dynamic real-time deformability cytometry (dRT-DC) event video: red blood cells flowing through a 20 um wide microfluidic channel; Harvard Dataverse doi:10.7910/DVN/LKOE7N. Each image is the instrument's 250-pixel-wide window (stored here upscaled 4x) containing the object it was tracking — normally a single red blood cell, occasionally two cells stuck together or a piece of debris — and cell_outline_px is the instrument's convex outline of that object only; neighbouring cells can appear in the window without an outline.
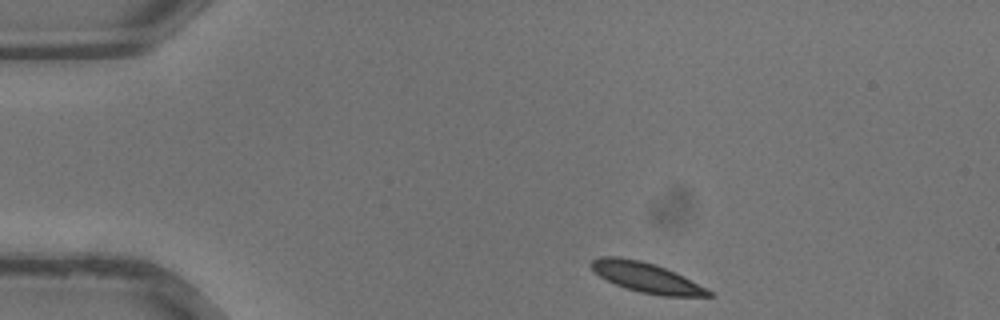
{"species": "common noctule bat (a hibernating species)", "species_latin": "Nyctalus noctula", "temperature_condition": "warm", "stored_images_in_passage": 31, "camera_frame_rate_fps": 3000, "um_per_image_px": 0.085, "animal": {"sex": "male", "body_mass_g": 13.3}, "frame": {"image": 1, "passage_image": 1, "time_ms": 0.0, "image_size_px": [1000, 320], "cell_outline_px": [[712, 296], [664, 296], [640, 292], [616, 284], [600, 276], [588, 264], [592, 260], [600, 256], [620, 256], [640, 260], [656, 264], [676, 272], [708, 288], [712, 292]], "centroid_in_image_um": [54.96, 23.57], "position_along_channel_um": 30.0, "area_um2": 20.46}}
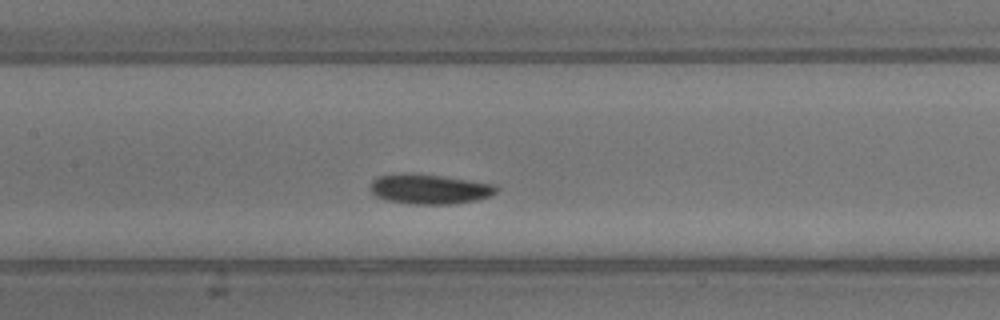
{"frame": {"image": 2, "passage_image": 12, "time_ms": 3.667, "image_size_px": [1000, 320], "cell_outline_px": [[496, 192], [488, 196], [476, 200], [452, 204], [408, 204], [384, 200], [376, 196], [368, 188], [372, 180], [376, 176], [400, 172], [408, 172], [440, 176], [496, 184]], "centroid_in_image_um": [36.41, 16.06], "position_along_channel_um": 171.0, "area_um2": 22.2}}
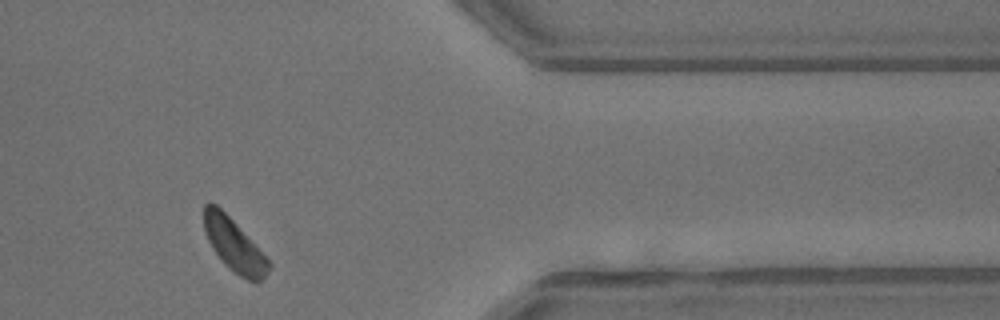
{"frame": {"image": 3, "passage_image": 25, "time_ms": 8.0, "image_size_px": [1000, 320], "cell_outline_px": [[272, 264], [268, 272], [260, 280], [248, 280], [240, 276], [228, 268], [220, 260], [212, 248], [204, 232], [204, 204], [208, 200], [216, 204], [236, 224]], "centroid_in_image_um": [19.85, 20.81], "position_along_channel_um": 391.6, "area_um2": 19.54}}